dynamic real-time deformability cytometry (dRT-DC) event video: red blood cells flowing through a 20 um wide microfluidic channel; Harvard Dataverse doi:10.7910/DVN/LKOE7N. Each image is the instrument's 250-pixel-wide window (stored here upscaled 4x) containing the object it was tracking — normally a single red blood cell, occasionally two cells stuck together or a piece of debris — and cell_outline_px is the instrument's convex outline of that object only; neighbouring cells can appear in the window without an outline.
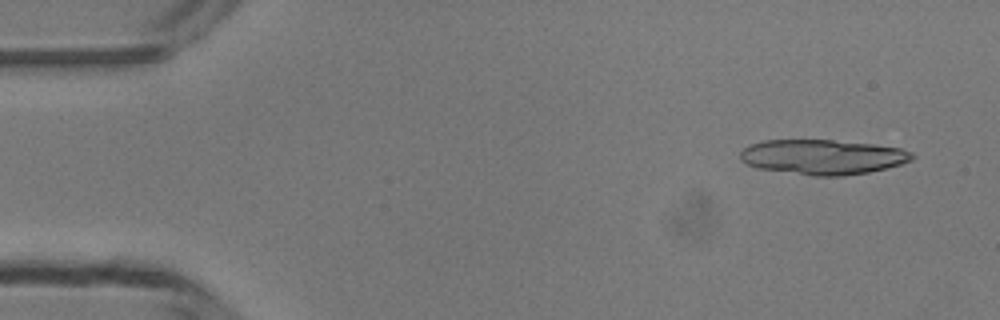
{"species": "common noctule bat (a hibernating species)", "species_latin": "Nyctalus noctula", "temperature_condition": "room temperature", "stored_images_in_passage": 4, "camera_frame_rate_fps": 3000, "um_per_image_px": 0.085, "animal": {"sex": "male", "body_mass_g": 13.3}, "frame": {"image": 1, "passage_image": 1, "time_ms": 0.0, "image_size_px": [1000, 320], "cell_outline_px": [[916, 156], [912, 160], [900, 164], [868, 172], [844, 176], [812, 176], [760, 168], [748, 164], [740, 160], [740, 152], [748, 144], [764, 140], [832, 140], [872, 144], [900, 148], [912, 152]], "centroid_in_image_um": [69.92, 13.34], "position_along_channel_um": 15.1, "area_um2": 34.91}}